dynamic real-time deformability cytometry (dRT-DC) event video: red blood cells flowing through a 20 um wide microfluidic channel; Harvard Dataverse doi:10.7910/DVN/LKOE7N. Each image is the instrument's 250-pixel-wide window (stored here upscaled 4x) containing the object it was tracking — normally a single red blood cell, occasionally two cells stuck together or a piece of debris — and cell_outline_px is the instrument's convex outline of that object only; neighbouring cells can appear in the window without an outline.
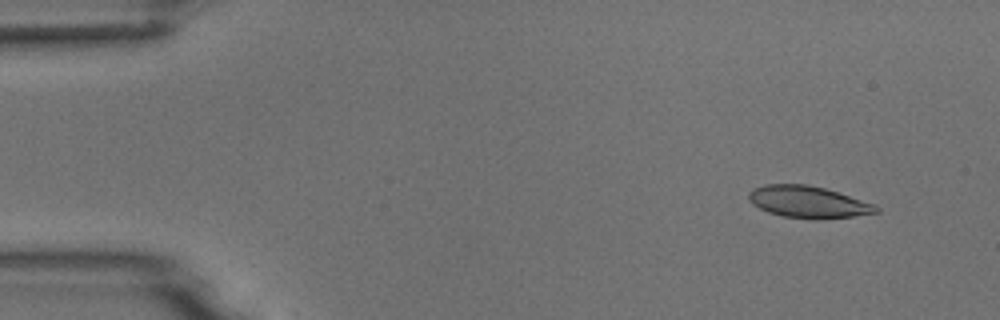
{"species": "common noctule bat (a hibernating species)", "species_latin": "Nyctalus noctula", "temperature_condition": "room temperature", "stored_images_in_passage": 6, "camera_frame_rate_fps": 3000, "um_per_image_px": 0.085, "animal": {"sex": "male", "body_mass_g": 18.8}, "frame": {"image": 1, "passage_image": 2, "time_ms": 1.0, "image_size_px": [1000, 320], "cell_outline_px": [[880, 212], [852, 216], [820, 220], [812, 220], [784, 216], [768, 212], [752, 204], [748, 196], [748, 192], [752, 188], [764, 184], [808, 184], [824, 188], [876, 204], [880, 208]], "centroid_in_image_um": [68.7, 17.17], "position_along_channel_um": 16.3, "area_um2": 23.87}}
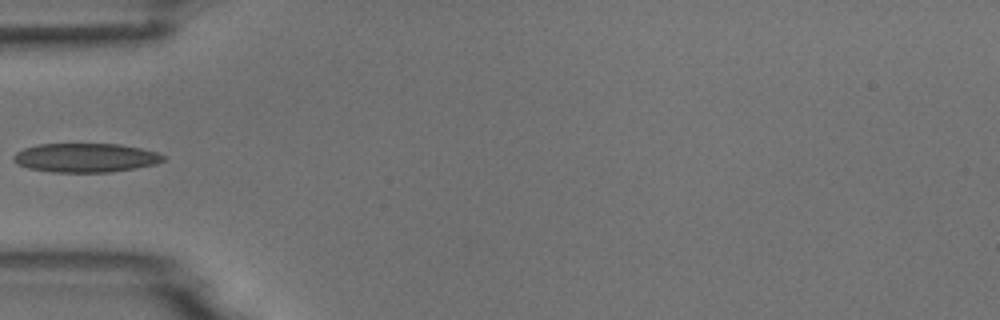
{"frame": {"image": 2, "passage_image": 5, "time_ms": 5.333, "image_size_px": [1000, 320], "cell_outline_px": [[168, 156], [164, 160], [156, 164], [136, 168], [108, 172], [52, 172], [28, 168], [12, 160], [12, 156], [16, 152], [24, 148], [40, 144], [120, 144], [140, 148], [156, 152]], "centroid_in_image_um": [7.29, 13.4], "position_along_channel_um": 77.7, "area_um2": 25.32}}